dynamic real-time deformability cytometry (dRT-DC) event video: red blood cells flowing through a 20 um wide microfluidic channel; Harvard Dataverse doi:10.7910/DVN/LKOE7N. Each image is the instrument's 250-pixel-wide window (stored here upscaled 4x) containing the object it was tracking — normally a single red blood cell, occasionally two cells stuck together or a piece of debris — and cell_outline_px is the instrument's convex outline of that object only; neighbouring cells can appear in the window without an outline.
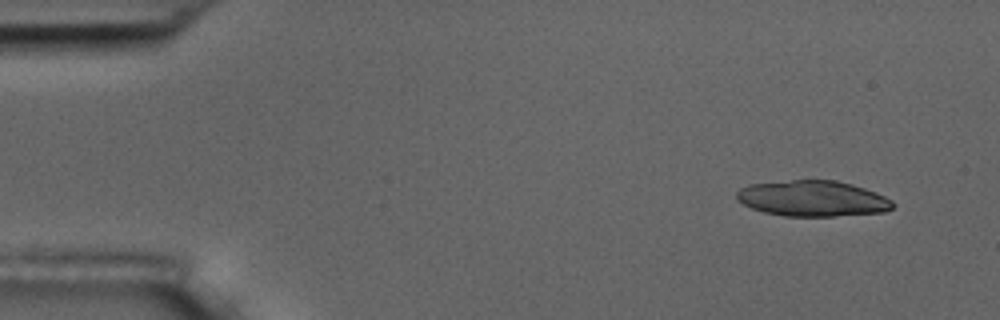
{"species": "common noctule bat (a hibernating species)", "species_latin": "Nyctalus noctula", "temperature_condition": "room temperature", "stored_images_in_passage": 9, "camera_frame_rate_fps": 3000, "um_per_image_px": 0.085, "animal": {"sex": "male", "body_mass_g": 17.5, "forearm_length_mm": 52.3}, "frame": {"image": 1, "passage_image": 1, "time_ms": 0.0, "image_size_px": [1000, 320], "cell_outline_px": [[896, 204], [892, 208], [884, 212], [836, 216], [784, 216], [764, 212], [752, 208], [736, 200], [736, 192], [740, 188], [748, 184], [792, 180], [836, 180], [852, 184], [876, 192], [892, 200]], "centroid_in_image_um": [69.07, 16.87], "position_along_channel_um": 15.9, "area_um2": 32.71}}
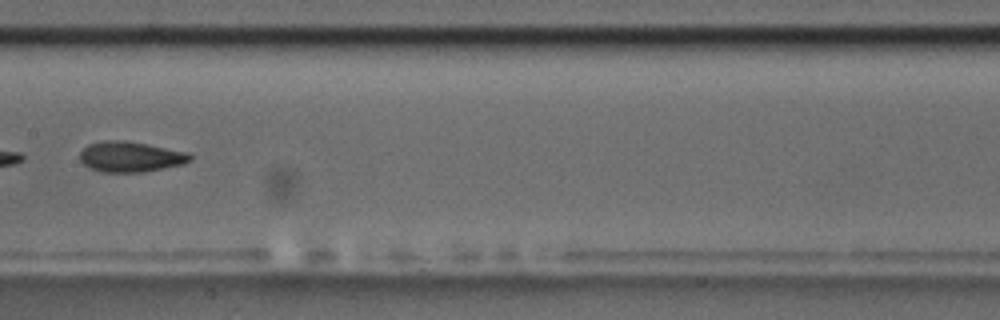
{"frame": {"image": 2, "passage_image": 8, "time_ms": 8.0, "image_size_px": [1000, 320], "cell_outline_px": [[192, 160], [184, 164], [140, 172], [100, 172], [88, 168], [80, 160], [80, 152], [88, 144], [104, 140], [124, 140], [188, 152], [192, 156]], "centroid_in_image_um": [11.07, 13.32], "position_along_channel_um": 196.3, "area_um2": 19.54}}
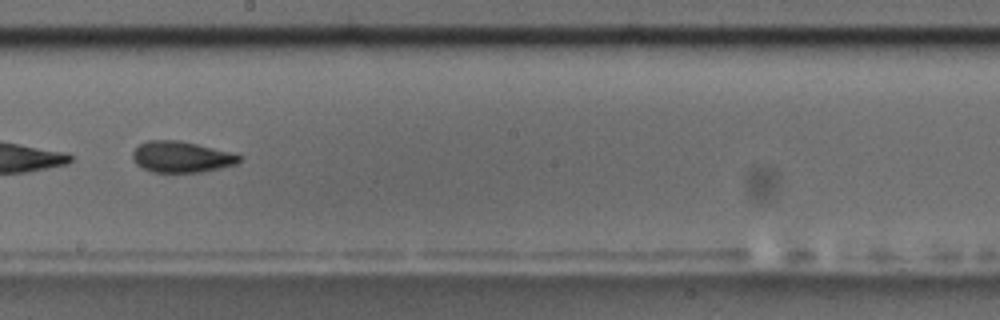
{"frame": {"image": 3, "passage_image": 9, "time_ms": 9.0, "image_size_px": [1000, 320], "cell_outline_px": [[244, 156], [236, 164], [220, 168], [200, 172], [152, 172], [136, 164], [132, 160], [132, 152], [140, 144], [148, 140], [176, 140], [196, 144]], "centroid_in_image_um": [15.39, 13.34], "position_along_channel_um": 232.8, "area_um2": 19.13}}